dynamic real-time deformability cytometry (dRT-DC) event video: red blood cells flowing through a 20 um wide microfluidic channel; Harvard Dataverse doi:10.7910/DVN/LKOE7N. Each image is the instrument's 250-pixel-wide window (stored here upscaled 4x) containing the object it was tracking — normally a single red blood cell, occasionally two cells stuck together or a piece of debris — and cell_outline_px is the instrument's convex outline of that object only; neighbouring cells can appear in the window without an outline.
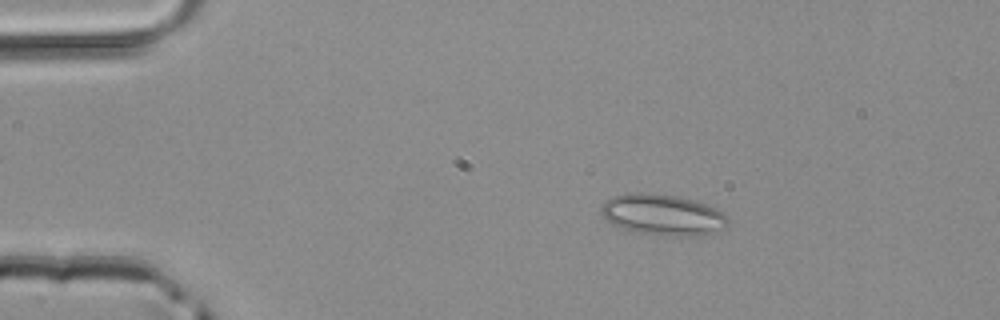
{"species": "common noctule bat (a hibernating species)", "species_latin": "Nyctalus noctula", "temperature_condition": "room temperature", "stored_images_in_passage": 44, "camera_frame_rate_fps": 3000, "um_per_image_px": 0.085, "animal": {"sex": "male", "body_mass_g": 20.4}, "frame": {"image": 1, "passage_image": 4, "time_ms": 1.0, "image_size_px": [1000, 320], "cell_outline_px": [[728, 224], [724, 228], [704, 236], [660, 236], [636, 232], [620, 228], [612, 224], [600, 212], [600, 208], [604, 200], [612, 196], [628, 192], [648, 192], [676, 196], [692, 200], [704, 204], [724, 212], [728, 216]], "centroid_in_image_um": [56.31, 18.26], "position_along_channel_um": 28.7, "area_um2": 30.81}}
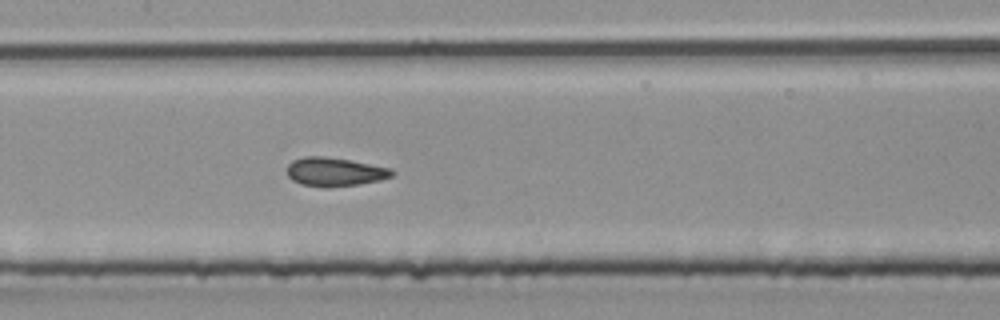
{"frame": {"image": 2, "passage_image": 19, "time_ms": 6.0, "image_size_px": [1000, 320], "cell_outline_px": [[396, 172], [392, 176], [380, 180], [356, 184], [328, 188], [324, 188], [300, 184], [292, 180], [288, 176], [288, 164], [292, 160], [304, 156], [324, 156], [348, 160], [392, 168]], "centroid_in_image_um": [28.44, 14.61], "position_along_channel_um": 179.0, "area_um2": 17.63}}
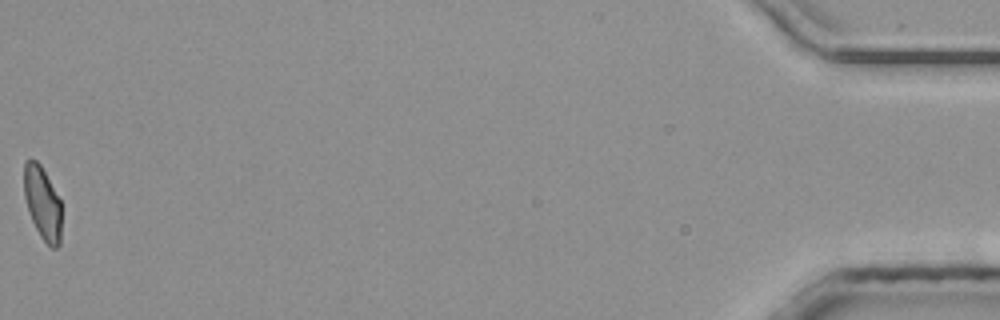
{"frame": {"image": 3, "passage_image": 44, "time_ms": 14.333, "image_size_px": [1000, 320], "cell_outline_px": [[60, 244], [56, 248], [52, 248], [40, 236], [28, 212], [24, 196], [24, 160], [36, 160], [40, 164], [60, 200]], "centroid_in_image_um": [3.59, 17.25], "position_along_channel_um": 431.6, "area_um2": 15.72}}